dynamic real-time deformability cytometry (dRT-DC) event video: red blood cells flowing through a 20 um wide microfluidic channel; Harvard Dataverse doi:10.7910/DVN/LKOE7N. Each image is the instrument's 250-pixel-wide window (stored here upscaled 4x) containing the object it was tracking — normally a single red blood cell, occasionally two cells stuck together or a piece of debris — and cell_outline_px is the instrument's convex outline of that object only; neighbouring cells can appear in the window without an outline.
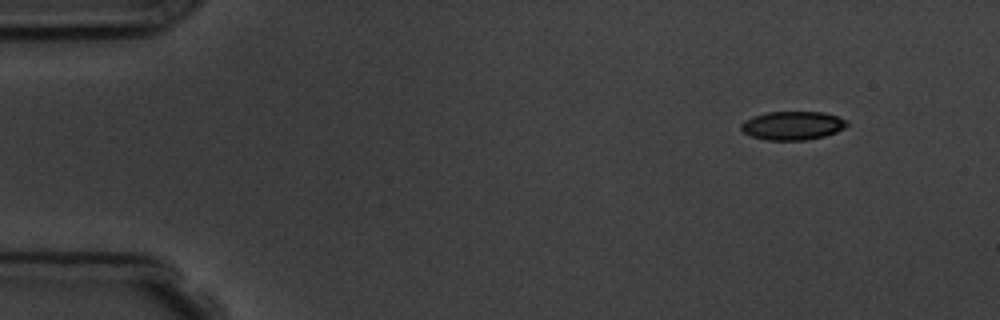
{"species": "common noctule bat (a hibernating species)", "species_latin": "Nyctalus noctula", "temperature_condition": "room temperature", "stored_images_in_passage": 4, "camera_frame_rate_fps": 3000, "um_per_image_px": 0.085, "animal": {"sex": "male", "body_mass_g": 19.5, "forearm_length_mm": 54.6}, "frame": {"image": 1, "passage_image": 1, "time_ms": 0.0, "image_size_px": [1000, 320], "cell_outline_px": [[848, 124], [844, 128], [836, 132], [824, 136], [804, 140], [768, 140], [752, 136], [744, 132], [740, 128], [740, 124], [744, 120], [752, 116], [768, 112], [824, 112], [848, 120]], "centroid_in_image_um": [67.36, 10.66], "position_along_channel_um": 17.6, "area_um2": 17.63}}
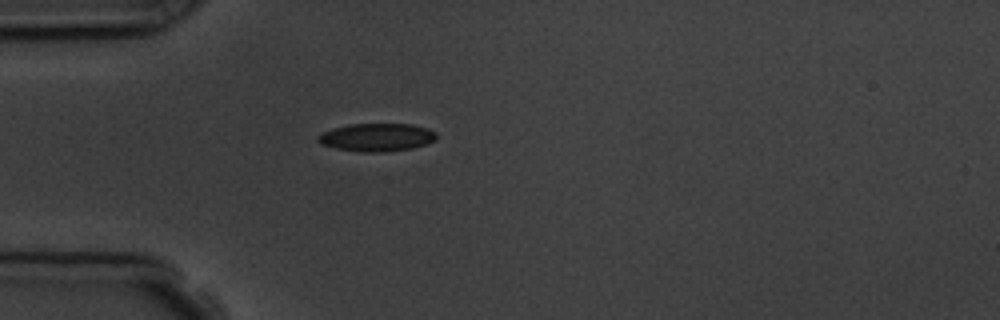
{"frame": {"image": 2, "passage_image": 4, "time_ms": 3.333, "image_size_px": [1000, 320], "cell_outline_px": [[436, 140], [428, 144], [412, 148], [384, 152], [360, 152], [336, 148], [320, 144], [316, 140], [316, 136], [320, 132], [332, 128], [348, 124], [412, 124], [428, 128], [436, 132]], "centroid_in_image_um": [32.0, 11.67], "position_along_channel_um": 53.0, "area_um2": 19.65}}